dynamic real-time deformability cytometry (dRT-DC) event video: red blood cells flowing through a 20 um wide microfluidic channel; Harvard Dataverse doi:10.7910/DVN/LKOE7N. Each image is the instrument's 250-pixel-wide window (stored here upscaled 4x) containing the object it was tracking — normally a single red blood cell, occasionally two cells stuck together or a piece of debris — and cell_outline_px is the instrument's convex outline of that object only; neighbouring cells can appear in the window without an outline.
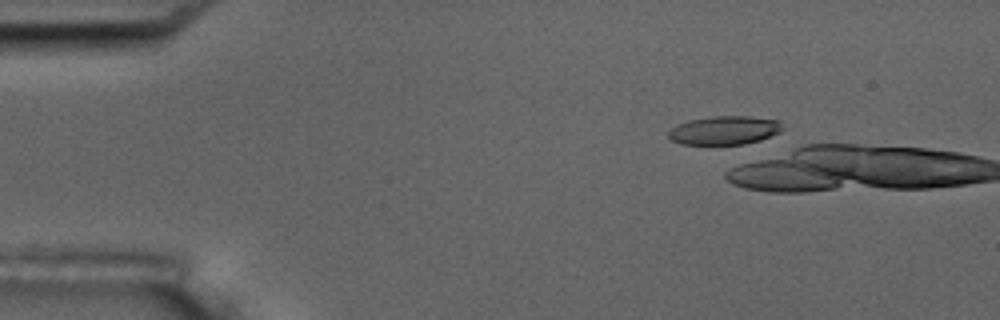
{"species": "common noctule bat (a hibernating species)", "species_latin": "Nyctalus noctula", "temperature_condition": "room temperature", "stored_images_in_passage": 7, "camera_frame_rate_fps": 3000, "um_per_image_px": 0.085, "animal": {"sex": "male", "body_mass_g": 17.5, "forearm_length_mm": 52.3}, "frame": {"image": 1, "passage_image": 3, "time_ms": 2.333, "image_size_px": [1000, 320], "cell_outline_px": [[784, 128], [780, 132], [760, 140], [744, 144], [680, 144], [672, 140], [668, 136], [668, 132], [676, 124], [688, 120], [712, 116], [748, 116], [780, 120]], "centroid_in_image_um": [61.59, 11.06], "position_along_channel_um": 23.4, "area_um2": 19.13}}